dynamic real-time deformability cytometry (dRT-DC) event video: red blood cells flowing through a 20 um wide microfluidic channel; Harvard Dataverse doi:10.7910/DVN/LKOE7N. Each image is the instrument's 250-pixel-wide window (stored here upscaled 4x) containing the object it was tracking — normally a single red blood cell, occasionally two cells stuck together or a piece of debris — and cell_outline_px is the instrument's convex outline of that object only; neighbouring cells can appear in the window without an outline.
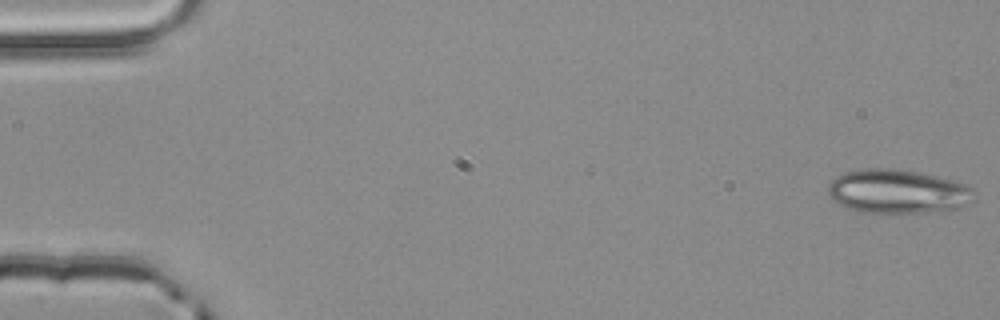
{"species": "common noctule bat (a hibernating species)", "species_latin": "Nyctalus noctula", "temperature_condition": "room temperature", "stored_images_in_passage": 53, "camera_frame_rate_fps": 3000, "um_per_image_px": 0.085, "animal": {"sex": "male", "body_mass_g": 20.4}, "frame": {"image": 1, "passage_image": 1, "time_ms": 0.0, "image_size_px": [1000, 320], "cell_outline_px": [[976, 192], [968, 204], [960, 208], [940, 212], [860, 212], [848, 208], [840, 204], [828, 196], [828, 184], [836, 176], [844, 172], [868, 168], [888, 168], [916, 172], [964, 184], [972, 188]], "centroid_in_image_um": [76.28, 16.29], "position_along_channel_um": 8.7, "area_um2": 37.11}}
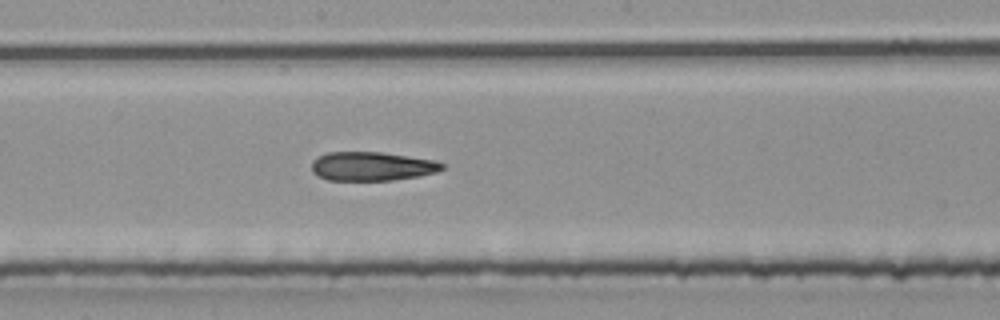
{"frame": {"image": 2, "passage_image": 29, "time_ms": 9.333, "image_size_px": [1000, 320], "cell_outline_px": [[444, 168], [436, 172], [416, 176], [392, 180], [328, 180], [316, 176], [312, 172], [312, 160], [328, 152], [380, 152], [436, 160], [444, 164]], "centroid_in_image_um": [31.59, 14.13], "position_along_channel_um": 216.6, "area_um2": 21.91}}
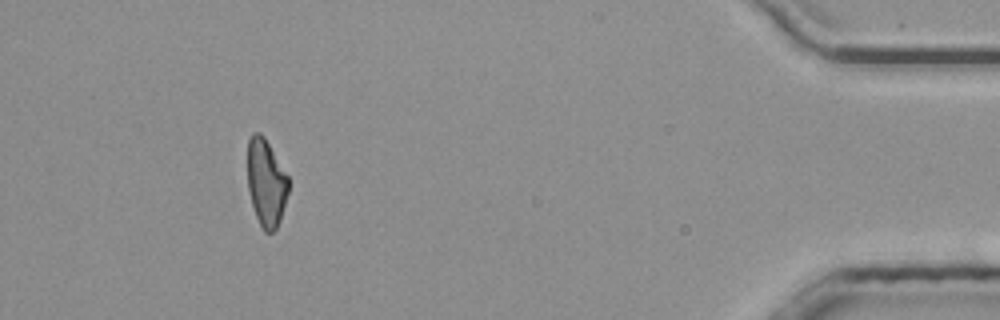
{"frame": {"image": 3, "passage_image": 49, "time_ms": 16.0, "image_size_px": [1000, 320], "cell_outline_px": [[288, 192], [280, 220], [276, 228], [272, 232], [264, 232], [256, 216], [252, 204], [248, 188], [248, 140], [252, 132], [260, 132], [264, 136], [288, 176]], "centroid_in_image_um": [22.61, 15.51], "position_along_channel_um": 412.6, "area_um2": 20.63}}